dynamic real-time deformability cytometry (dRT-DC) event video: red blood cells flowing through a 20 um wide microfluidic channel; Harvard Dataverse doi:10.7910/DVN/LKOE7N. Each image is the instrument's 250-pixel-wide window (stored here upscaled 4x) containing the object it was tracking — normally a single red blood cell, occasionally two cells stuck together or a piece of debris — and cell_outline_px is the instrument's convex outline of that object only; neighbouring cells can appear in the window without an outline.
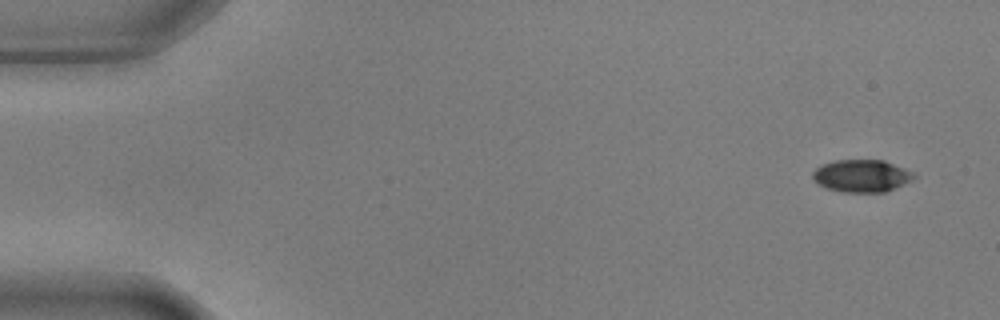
{"species": "common noctule bat (a hibernating species)", "species_latin": "Nyctalus noctula", "temperature_condition": "warm", "stored_images_in_passage": 5, "camera_frame_rate_fps": 3000, "um_per_image_px": 0.085, "animal": {"sex": "male", "body_mass_g": 17.9, "forearm_length_mm": 54.2}, "frame": {"image": 1, "passage_image": 1, "time_ms": 0.0, "image_size_px": [1000, 320], "cell_outline_px": [[916, 176], [912, 180], [884, 192], [840, 192], [816, 184], [812, 180], [812, 172], [820, 164], [836, 160], [884, 160], [916, 172]], "centroid_in_image_um": [73.22, 14.94], "position_along_channel_um": 11.8, "area_um2": 19.36}}
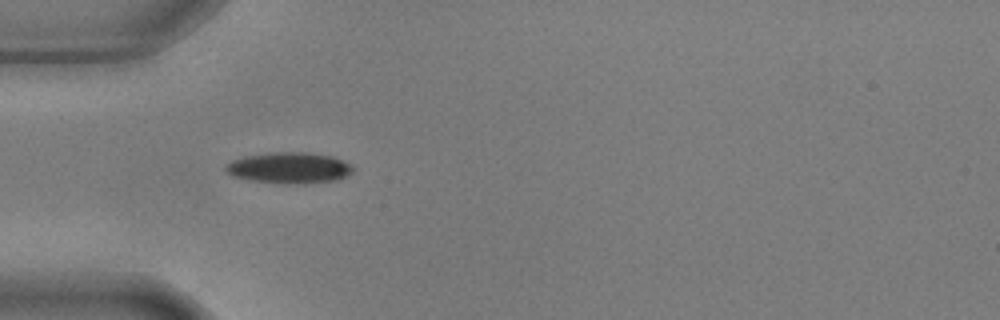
{"frame": {"image": 2, "passage_image": 5, "time_ms": 1.333, "image_size_px": [1000, 320], "cell_outline_px": [[356, 168], [348, 176], [336, 180], [304, 184], [280, 184], [248, 180], [232, 176], [224, 168], [232, 160], [248, 156], [272, 152], [308, 152], [332, 156], [344, 160], [352, 164]], "centroid_in_image_um": [24.65, 14.28], "position_along_channel_um": 60.4, "area_um2": 23.41}}